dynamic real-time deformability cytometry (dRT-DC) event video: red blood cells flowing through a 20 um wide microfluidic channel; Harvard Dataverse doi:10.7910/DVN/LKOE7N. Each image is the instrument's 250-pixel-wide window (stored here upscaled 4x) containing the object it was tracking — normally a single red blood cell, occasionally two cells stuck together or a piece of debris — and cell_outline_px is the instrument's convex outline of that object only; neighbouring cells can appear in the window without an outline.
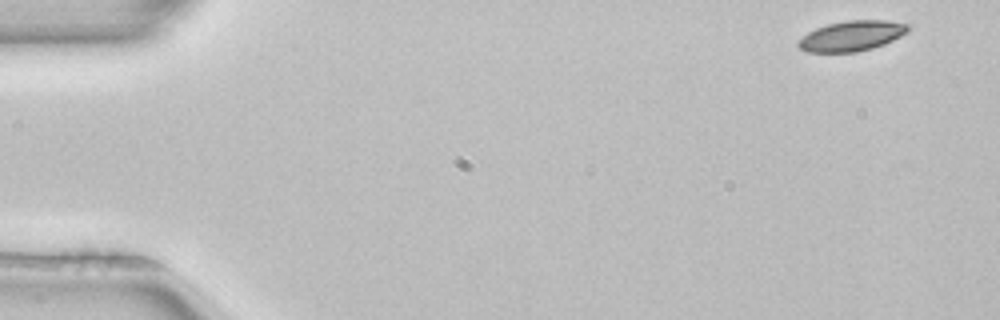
{"species": "common noctule bat (a hibernating species)", "species_latin": "Nyctalus noctula", "temperature_condition": "room temperature", "stored_images_in_passage": 4, "camera_frame_rate_fps": 3000, "um_per_image_px": 0.085, "animal": {"sex": "female", "body_mass_g": 22.7, "forearm_length_mm": 54.2}, "frame": {"image": 1, "passage_image": 1, "time_ms": 0.0, "image_size_px": [1000, 320], "cell_outline_px": [[912, 28], [908, 32], [884, 44], [872, 48], [856, 52], [808, 52], [800, 48], [796, 44], [808, 32], [816, 28], [828, 24], [848, 20], [884, 20], [912, 24]], "centroid_in_image_um": [72.45, 3.04], "position_along_channel_um": 12.6, "area_um2": 19.36}}
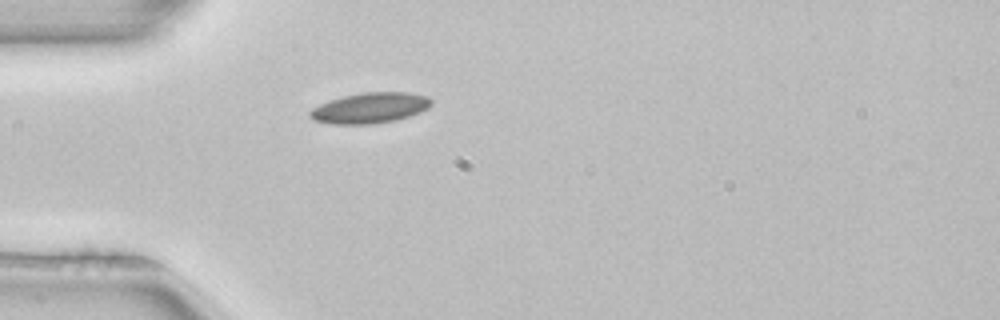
{"frame": {"image": 2, "passage_image": 4, "time_ms": 1.0, "image_size_px": [1000, 320], "cell_outline_px": [[432, 104], [428, 108], [420, 112], [396, 120], [372, 124], [332, 124], [312, 120], [308, 116], [308, 112], [312, 108], [320, 104], [344, 96], [364, 92], [408, 92], [428, 96], [432, 100]], "centroid_in_image_um": [31.45, 9.18], "position_along_channel_um": 53.6, "area_um2": 21.68}}